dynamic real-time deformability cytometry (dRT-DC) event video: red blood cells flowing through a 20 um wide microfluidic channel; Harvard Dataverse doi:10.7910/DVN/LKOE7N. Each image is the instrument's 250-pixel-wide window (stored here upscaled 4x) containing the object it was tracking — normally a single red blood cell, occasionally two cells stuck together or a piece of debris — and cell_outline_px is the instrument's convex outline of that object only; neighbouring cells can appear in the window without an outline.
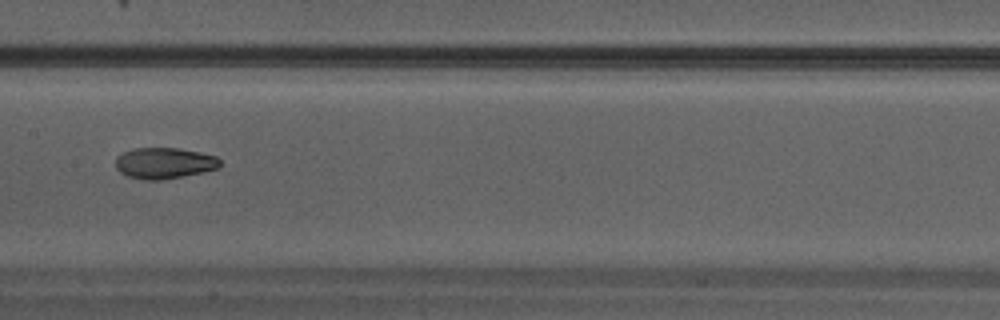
{"species": "Egyptian fruit bat (a non-hibernating species)", "species_latin": "Rousettus aegyptiacus", "temperature_condition": "warm", "stored_images_in_passage": 21, "camera_frame_rate_fps": 3000, "um_per_image_px": 0.085, "animal": {"sex": "male"}, "frame": {"image": 1, "passage_image": 7, "time_ms": 2.0, "image_size_px": [1000, 320], "cell_outline_px": [[220, 168], [160, 180], [144, 180], [128, 176], [120, 172], [116, 168], [116, 156], [124, 152], [136, 148], [176, 148], [200, 152], [216, 156], [220, 160]], "centroid_in_image_um": [13.95, 13.86], "position_along_channel_um": 193.5, "area_um2": 18.73}}